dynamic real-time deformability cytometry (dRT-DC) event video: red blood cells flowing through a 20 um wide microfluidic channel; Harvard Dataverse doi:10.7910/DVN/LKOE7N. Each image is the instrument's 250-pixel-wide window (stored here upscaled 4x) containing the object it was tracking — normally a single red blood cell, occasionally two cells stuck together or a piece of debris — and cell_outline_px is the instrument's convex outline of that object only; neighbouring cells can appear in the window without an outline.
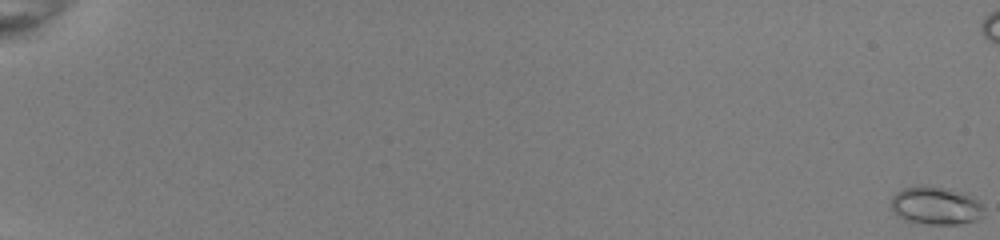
{"species": "common noctule bat (a hibernating species)", "species_latin": "Nyctalus noctula", "temperature_condition": "room temperature", "stored_images_in_passage": 13, "camera_frame_rate_fps": 3000, "um_per_image_px": 0.085, "animal": {"sex": "female", "body_mass_g": 22.0, "forearm_length_mm": 56.7}, "frame": {"image": 1, "passage_image": 1, "time_ms": 0.0, "image_size_px": [1000, 240], "cell_outline_px": [[984, 216], [976, 220], [960, 224], [924, 224], [904, 220], [892, 212], [892, 196], [896, 192], [904, 188], [920, 184], [924, 184], [968, 192], [976, 196], [984, 208]], "centroid_in_image_um": [79.58, 17.46], "position_along_channel_um": 5.4, "area_um2": 21.27}}